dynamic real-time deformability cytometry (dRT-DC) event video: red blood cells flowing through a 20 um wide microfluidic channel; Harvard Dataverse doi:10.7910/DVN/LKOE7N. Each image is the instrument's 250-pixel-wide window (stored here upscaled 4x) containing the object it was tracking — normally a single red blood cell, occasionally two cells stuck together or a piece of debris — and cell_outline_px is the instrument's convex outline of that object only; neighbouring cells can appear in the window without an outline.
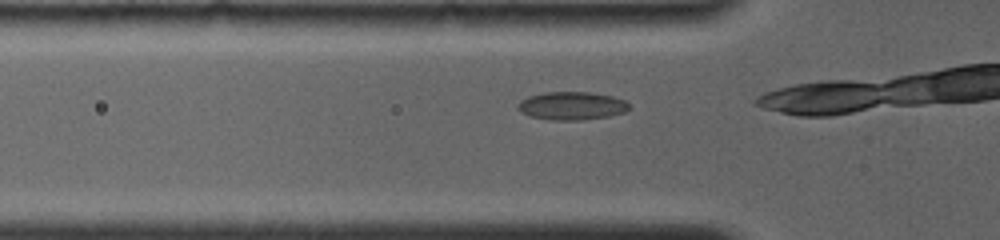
{"species": "common noctule bat (a hibernating species)", "species_latin": "Nyctalus noctula", "temperature_condition": "room temperature", "stored_images_in_passage": 5, "camera_frame_rate_fps": 4000, "um_per_image_px": 0.085, "animal": {"sex": "female", "body_mass_g": 19.0, "forearm_length_mm": 56.7}, "frame": {"image": 1, "passage_image": 3, "time_ms": 0.5, "image_size_px": [1000, 240], "cell_outline_px": [[628, 108], [624, 112], [608, 116], [584, 120], [548, 120], [528, 116], [520, 112], [516, 108], [516, 104], [520, 100], [528, 96], [544, 92], [588, 92], [612, 96], [624, 100], [628, 104]], "centroid_in_image_um": [48.51, 9.0], "position_along_channel_um": 77.3, "area_um2": 18.38}}